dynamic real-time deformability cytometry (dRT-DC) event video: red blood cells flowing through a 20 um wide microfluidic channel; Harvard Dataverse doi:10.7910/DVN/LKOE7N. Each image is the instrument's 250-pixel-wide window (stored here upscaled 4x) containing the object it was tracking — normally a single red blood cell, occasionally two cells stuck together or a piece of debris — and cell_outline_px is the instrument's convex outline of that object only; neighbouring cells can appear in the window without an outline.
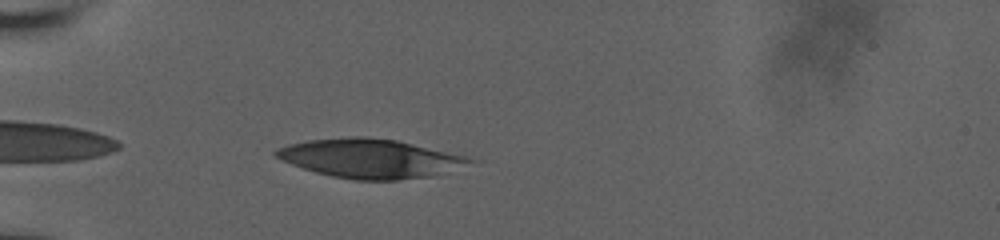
{"species": "human", "species_latin": "Homo sapiens", "temperature_condition": "room temperature", "stored_images_in_passage": 40, "camera_frame_rate_fps": 3000, "um_per_image_px": 0.085, "donor": {"sex": "male"}, "frame": {"image": 1, "passage_image": 2, "time_ms": 0.333, "image_size_px": [1000, 240], "cell_outline_px": [[480, 160], [436, 176], [396, 180], [356, 180], [332, 176], [316, 172], [292, 164], [272, 156], [272, 152], [276, 148], [288, 144], [308, 140], [356, 136], [364, 136], [396, 140], [468, 156]], "centroid_in_image_um": [31.49, 13.47], "position_along_channel_um": 53.5, "area_um2": 44.27}}
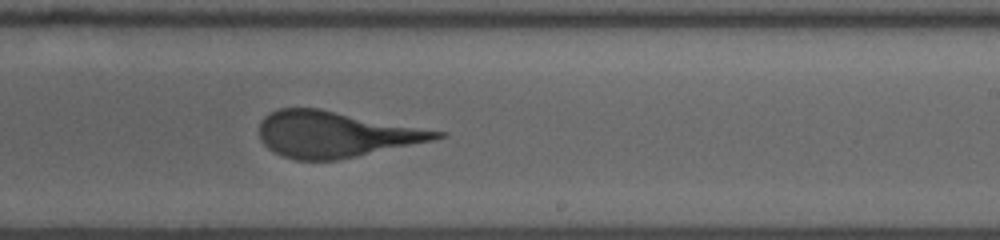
{"frame": {"image": 2, "passage_image": 20, "time_ms": 6.333, "image_size_px": [1000, 240], "cell_outline_px": [[448, 136], [432, 140], [356, 156], [336, 160], [296, 160], [284, 156], [268, 148], [260, 140], [260, 120], [268, 112], [280, 108], [320, 108], [448, 132]], "centroid_in_image_um": [28.51, 11.39], "position_along_channel_um": 260.5, "area_um2": 47.45}}
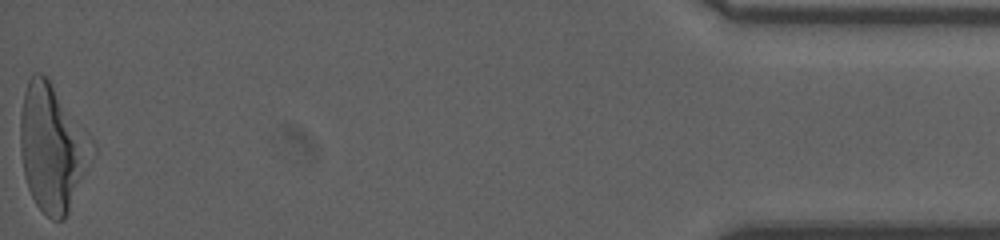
{"frame": {"image": 3, "passage_image": 40, "time_ms": 13.0, "image_size_px": [1000, 240], "cell_outline_px": [[92, 140], [68, 212], [64, 220], [52, 220], [36, 204], [28, 188], [24, 176], [20, 152], [20, 112], [24, 92], [28, 80], [32, 72], [40, 72], [48, 80], [88, 132]], "centroid_in_image_um": [4.33, 12.51], "position_along_channel_um": 430.9, "area_um2": 50.92}}